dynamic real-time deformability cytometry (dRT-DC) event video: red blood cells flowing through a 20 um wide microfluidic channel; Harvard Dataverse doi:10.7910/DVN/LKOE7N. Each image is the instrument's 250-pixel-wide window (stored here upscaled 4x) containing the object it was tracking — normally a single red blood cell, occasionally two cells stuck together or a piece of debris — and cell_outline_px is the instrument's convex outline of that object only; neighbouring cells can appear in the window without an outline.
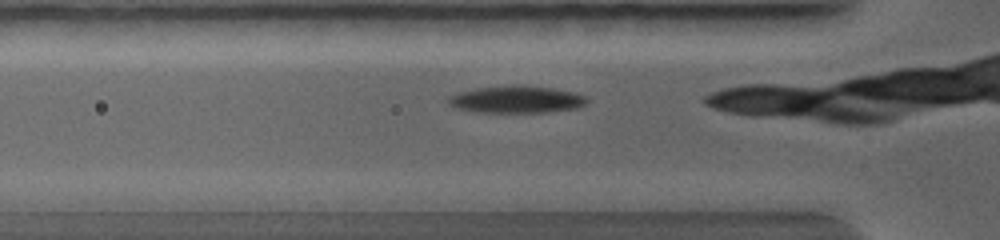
{"species": "common noctule bat (a hibernating species)", "species_latin": "Nyctalus noctula", "temperature_condition": "warm", "stored_images_in_passage": 36, "camera_frame_rate_fps": 5000, "um_per_image_px": 0.085, "animal": {"sex": "female", "body_mass_g": 19.0, "forearm_length_mm": 56.7}, "frame": {"image": 1, "passage_image": 2, "time_ms": 0.4, "image_size_px": [1000, 240], "cell_outline_px": [[588, 100], [584, 104], [576, 108], [544, 112], [484, 112], [456, 108], [448, 104], [448, 96], [456, 92], [472, 88], [508, 84], [524, 84], [552, 88], [576, 92], [588, 96]], "centroid_in_image_um": [43.88, 8.42], "position_along_channel_um": 81.9, "area_um2": 22.37}}
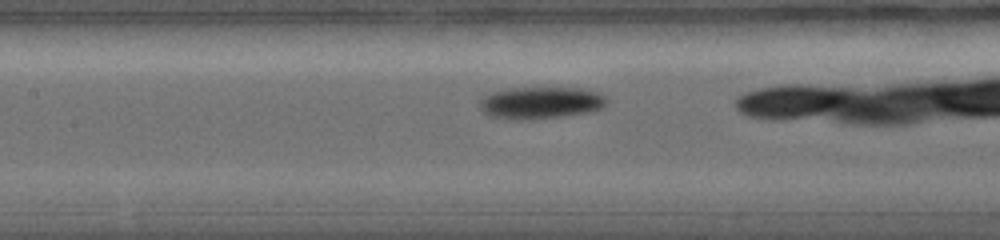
{"frame": {"image": 2, "passage_image": 11, "time_ms": 1.8, "image_size_px": [1000, 240], "cell_outline_px": [[608, 104], [600, 108], [588, 112], [560, 116], [492, 116], [484, 112], [480, 108], [480, 100], [488, 92], [508, 88], [584, 88], [600, 92], [608, 96]], "centroid_in_image_um": [46.06, 8.65], "position_along_channel_um": 161.3, "area_um2": 22.77}}
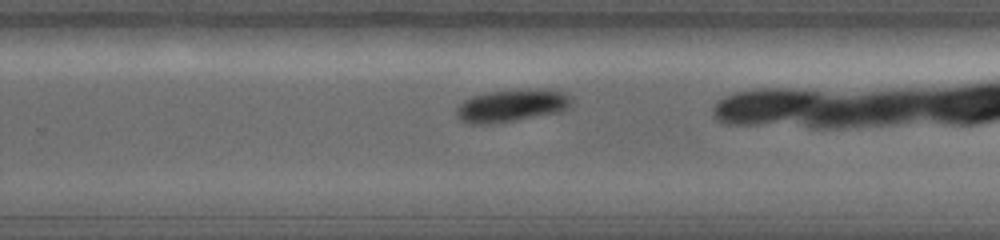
{"frame": {"image": 3, "passage_image": 26, "time_ms": 4.0, "image_size_px": [1000, 240], "cell_outline_px": [[572, 100], [568, 108], [560, 112], [508, 120], [464, 120], [456, 112], [456, 108], [464, 100], [472, 96], [488, 92], [528, 88], [556, 88], [568, 92], [572, 96]], "centroid_in_image_um": [43.71, 8.85], "position_along_channel_um": 286.1, "area_um2": 20.92}}